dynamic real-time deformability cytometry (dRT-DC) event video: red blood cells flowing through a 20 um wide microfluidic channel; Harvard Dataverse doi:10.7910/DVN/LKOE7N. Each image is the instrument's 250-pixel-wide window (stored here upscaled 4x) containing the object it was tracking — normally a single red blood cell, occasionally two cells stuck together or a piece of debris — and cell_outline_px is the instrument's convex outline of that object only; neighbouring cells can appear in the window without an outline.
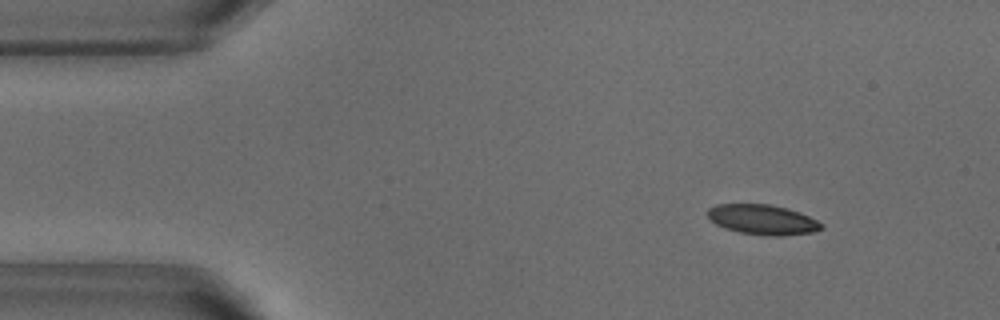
{"species": "common noctule bat (a hibernating species)", "species_latin": "Nyctalus noctula", "temperature_condition": "warm", "stored_images_in_passage": 48, "camera_frame_rate_fps": 3000, "um_per_image_px": 0.085, "animal": {"sex": "male", "body_mass_g": 18.8}, "frame": {"image": 1, "passage_image": 2, "time_ms": 0.333, "image_size_px": [1000, 320], "cell_outline_px": [[824, 228], [812, 232], [780, 236], [772, 236], [740, 232], [724, 228], [716, 224], [708, 216], [708, 208], [716, 204], [768, 204], [788, 208], [800, 212], [824, 224]], "centroid_in_image_um": [64.83, 18.66], "position_along_channel_um": 20.2, "area_um2": 19.83}}
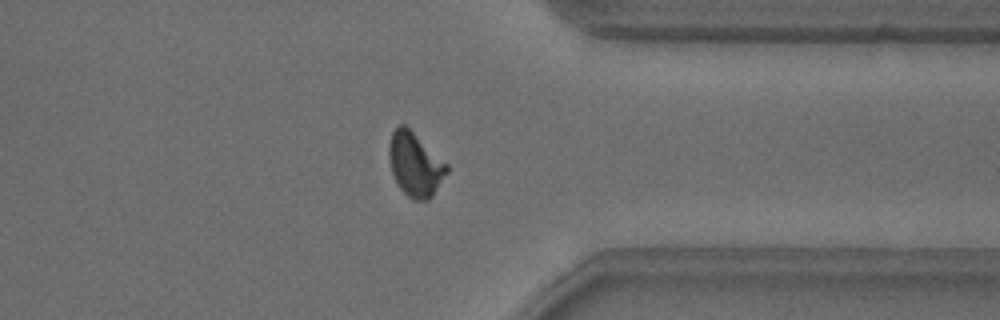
{"frame": {"image": 2, "passage_image": 36, "time_ms": 11.667, "image_size_px": [1000, 320], "cell_outline_px": [[448, 172], [432, 196], [428, 200], [412, 200], [400, 188], [392, 172], [388, 156], [388, 148], [392, 132], [400, 124], [404, 124], [448, 164]], "centroid_in_image_um": [35.28, 13.98], "position_along_channel_um": 376.1, "area_um2": 21.27}}
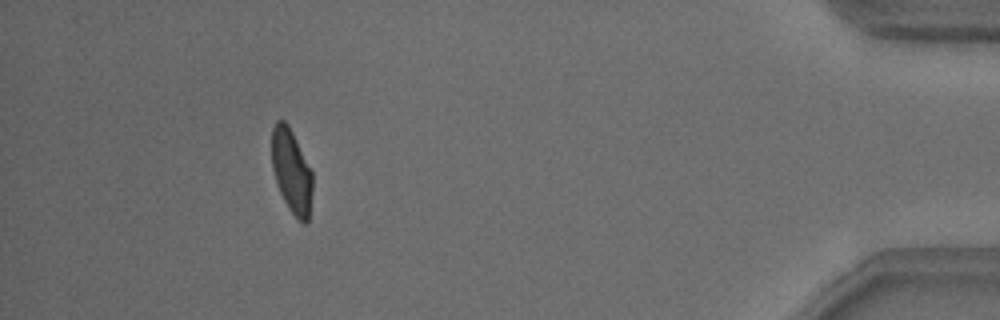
{"frame": {"image": 3, "passage_image": 43, "time_ms": 14.0, "image_size_px": [1000, 320], "cell_outline_px": [[312, 192], [308, 220], [304, 224], [288, 208], [276, 184], [272, 168], [272, 128], [276, 120], [284, 120], [288, 124], [312, 172]], "centroid_in_image_um": [24.76, 14.53], "position_along_channel_um": 410.4, "area_um2": 19.71}, "authors_computed_cell_mechanics": {"area_um2": 20.9236, "velocity_mm_per_s": 3.8463, "shape_relaxation_time_tau1_ms": 3.7454, "shape_relaxation_time_tau2_ms": 1.0736, "deformation_change_tau1": 0.1402, "deformation_change_tau2": 0.0645}}